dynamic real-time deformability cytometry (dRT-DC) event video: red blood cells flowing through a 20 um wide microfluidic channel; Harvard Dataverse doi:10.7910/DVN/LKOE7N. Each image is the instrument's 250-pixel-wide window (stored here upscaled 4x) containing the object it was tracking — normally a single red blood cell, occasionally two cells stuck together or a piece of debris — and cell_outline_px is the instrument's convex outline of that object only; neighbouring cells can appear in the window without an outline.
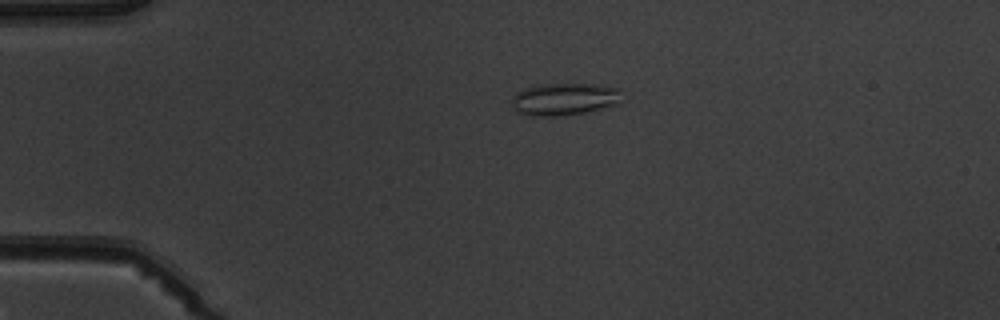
{"species": "common noctule bat (a hibernating species)", "species_latin": "Nyctalus noctula", "temperature_condition": "warm", "stored_images_in_passage": 3, "camera_frame_rate_fps": 3000, "um_per_image_px": 0.085, "animal": {"sex": "male", "body_mass_g": 19.5, "forearm_length_mm": 54.6}, "frame": {"image": 1, "passage_image": 2, "time_ms": 1.333, "image_size_px": [1000, 320], "cell_outline_px": [[620, 104], [584, 112], [556, 116], [532, 116], [516, 112], [512, 108], [512, 96], [516, 92], [524, 88], [540, 84], [592, 84], [620, 88]], "centroid_in_image_um": [47.93, 8.42], "position_along_channel_um": 37.1, "area_um2": 20.81}}